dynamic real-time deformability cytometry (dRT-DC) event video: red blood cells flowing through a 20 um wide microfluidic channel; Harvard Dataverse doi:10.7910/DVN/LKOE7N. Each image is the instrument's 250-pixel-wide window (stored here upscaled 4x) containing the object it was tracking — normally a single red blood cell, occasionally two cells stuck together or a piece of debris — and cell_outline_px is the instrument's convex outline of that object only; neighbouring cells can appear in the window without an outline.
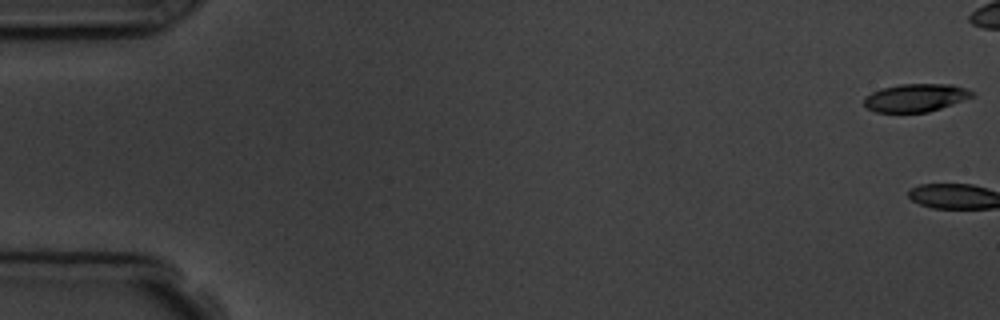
{"species": "common noctule bat (a hibernating species)", "species_latin": "Nyctalus noctula", "temperature_condition": "room temperature", "stored_images_in_passage": 7, "camera_frame_rate_fps": 3000, "um_per_image_px": 0.085, "animal": {"sex": "male", "body_mass_g": 19.5, "forearm_length_mm": 54.6}, "frame": {"image": 1, "passage_image": 1, "time_ms": 0.0, "image_size_px": [1000, 320], "cell_outline_px": [[976, 96], [928, 112], [876, 112], [868, 108], [864, 104], [864, 96], [872, 92], [884, 88], [900, 84], [952, 84], [976, 92]], "centroid_in_image_um": [77.86, 8.3], "position_along_channel_um": 7.1, "area_um2": 17.57}}
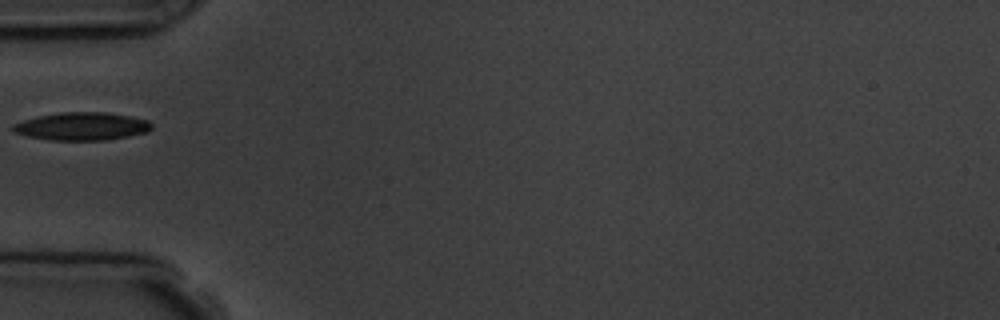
{"frame": {"image": 2, "passage_image": 6, "time_ms": 7.667, "image_size_px": [1000, 320], "cell_outline_px": [[152, 128], [148, 132], [108, 140], [48, 140], [28, 136], [12, 132], [12, 124], [24, 120], [40, 116], [60, 112], [104, 112], [132, 116], [148, 120], [152, 124]], "centroid_in_image_um": [6.97, 10.74], "position_along_channel_um": 78.0, "area_um2": 22.66}}